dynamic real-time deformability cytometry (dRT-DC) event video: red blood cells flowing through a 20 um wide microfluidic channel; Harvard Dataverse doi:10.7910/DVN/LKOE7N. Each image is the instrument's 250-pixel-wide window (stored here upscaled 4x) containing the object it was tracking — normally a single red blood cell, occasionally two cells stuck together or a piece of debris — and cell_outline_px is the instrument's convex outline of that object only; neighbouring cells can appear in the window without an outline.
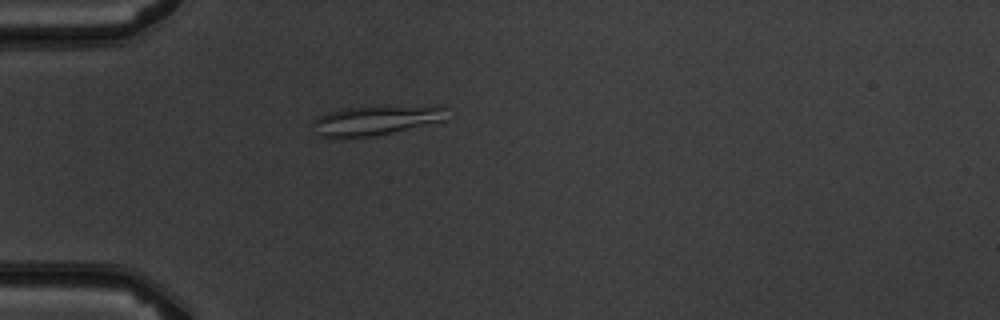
{"species": "common noctule bat (a hibernating species)", "species_latin": "Nyctalus noctula", "temperature_condition": "warm", "stored_images_in_passage": 5, "camera_frame_rate_fps": 3000, "um_per_image_px": 0.085, "animal": {"sex": "male", "body_mass_g": 19.5, "forearm_length_mm": 54.6}, "frame": {"image": 1, "passage_image": 5, "time_ms": 5.0, "image_size_px": [1000, 320], "cell_outline_px": [[444, 120], [392, 132], [372, 136], [344, 140], [332, 140], [316, 136], [312, 132], [312, 120], [328, 112], [344, 108], [384, 104], [444, 104]], "centroid_in_image_um": [31.85, 10.21], "position_along_channel_um": 53.1, "area_um2": 24.74}}